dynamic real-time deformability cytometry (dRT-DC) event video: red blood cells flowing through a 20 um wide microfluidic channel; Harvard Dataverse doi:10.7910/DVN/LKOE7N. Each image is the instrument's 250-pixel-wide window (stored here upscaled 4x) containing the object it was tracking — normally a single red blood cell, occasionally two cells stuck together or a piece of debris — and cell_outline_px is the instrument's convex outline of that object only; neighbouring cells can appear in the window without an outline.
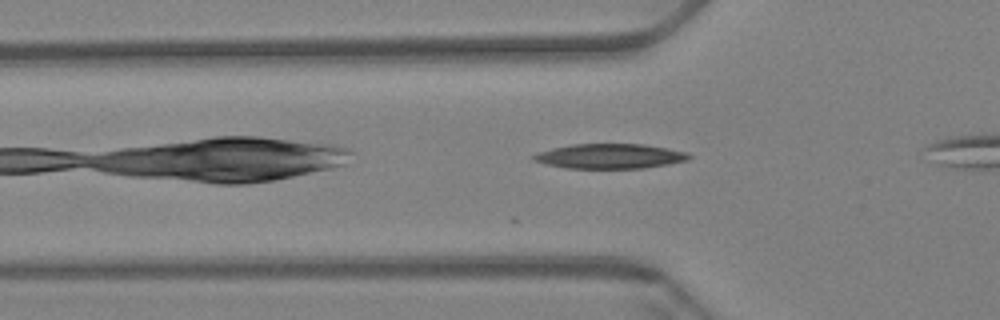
{"species": "Egyptian fruit bat (a non-hibernating species)", "species_latin": "Rousettus aegyptiacus", "temperature_condition": "warm", "stored_images_in_passage": 33, "camera_frame_rate_fps": 3000, "um_per_image_px": 0.085, "animal": {"sex": "female"}, "frame": {"image": 1, "passage_image": 6, "time_ms": 1.667, "image_size_px": [1000, 320], "cell_outline_px": [[692, 156], [688, 160], [668, 164], [644, 168], [564, 168], [532, 160], [532, 156], [536, 152], [552, 148], [572, 144], [644, 144], [668, 148], [688, 152]], "centroid_in_image_um": [51.85, 13.27], "position_along_channel_um": 73.9, "area_um2": 22.54}}
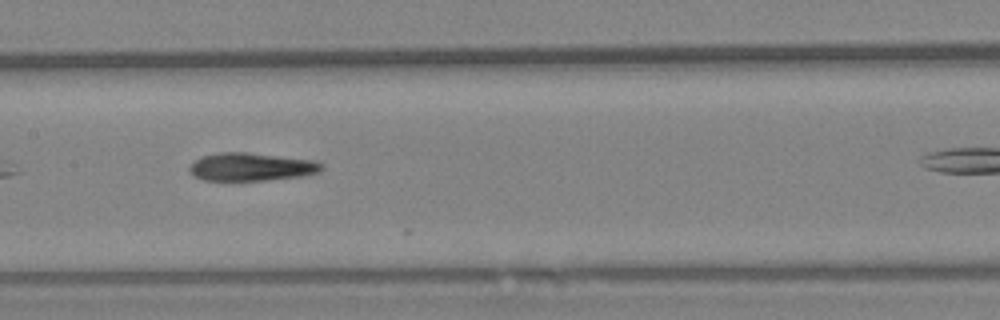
{"frame": {"image": 2, "passage_image": 16, "time_ms": 5.0, "image_size_px": [1000, 320], "cell_outline_px": [[324, 168], [320, 172], [304, 176], [264, 180], [204, 180], [192, 176], [188, 168], [196, 160], [204, 156], [220, 152], [244, 152], [312, 160], [324, 164]], "centroid_in_image_um": [21.37, 14.19], "position_along_channel_um": 186.0, "area_um2": 21.44}}
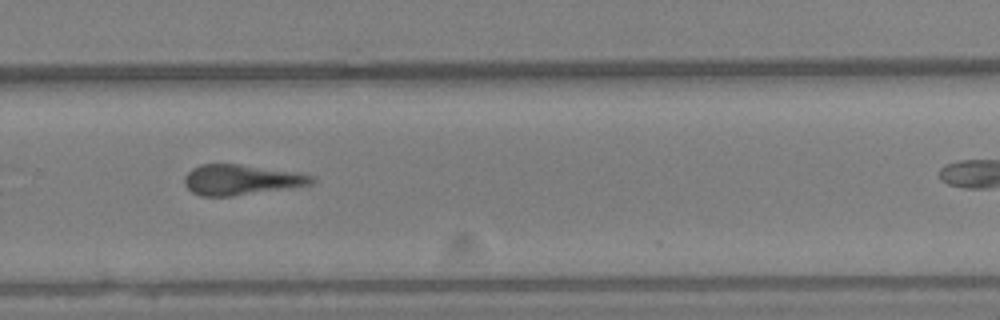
{"frame": {"image": 3, "passage_image": 27, "time_ms": 8.667, "image_size_px": [1000, 320], "cell_outline_px": [[316, 180], [312, 184], [288, 188], [232, 196], [200, 196], [192, 192], [184, 184], [184, 176], [192, 168], [200, 164], [240, 164], [292, 172], [312, 176]], "centroid_in_image_um": [20.43, 15.28], "position_along_channel_um": 309.4, "area_um2": 22.25}, "authors_computed_cell_mechanics": {"area_um2": 22.253, "velocity_mm_per_s": 3.3678, "shape_relaxation_time_tau1_ms": null, "shape_relaxation_time_tau2_ms": 6.4789, "deformation_change_tau1": null, "deformation_change_tau2": 0.2082}}